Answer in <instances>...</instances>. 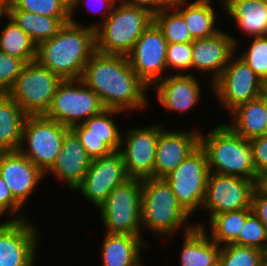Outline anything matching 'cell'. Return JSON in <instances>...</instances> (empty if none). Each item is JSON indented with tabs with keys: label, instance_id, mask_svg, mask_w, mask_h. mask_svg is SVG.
<instances>
[{
	"label": "cell",
	"instance_id": "obj_24",
	"mask_svg": "<svg viewBox=\"0 0 267 266\" xmlns=\"http://www.w3.org/2000/svg\"><path fill=\"white\" fill-rule=\"evenodd\" d=\"M104 233L99 250L102 266H140L143 263L142 251L150 249L149 241L130 234Z\"/></svg>",
	"mask_w": 267,
	"mask_h": 266
},
{
	"label": "cell",
	"instance_id": "obj_1",
	"mask_svg": "<svg viewBox=\"0 0 267 266\" xmlns=\"http://www.w3.org/2000/svg\"><path fill=\"white\" fill-rule=\"evenodd\" d=\"M80 79L98 95L105 109L143 113L149 107L150 87L137 76L127 56L95 51Z\"/></svg>",
	"mask_w": 267,
	"mask_h": 266
},
{
	"label": "cell",
	"instance_id": "obj_4",
	"mask_svg": "<svg viewBox=\"0 0 267 266\" xmlns=\"http://www.w3.org/2000/svg\"><path fill=\"white\" fill-rule=\"evenodd\" d=\"M200 147L205 151L211 173L261 180L253 164L249 140L234 133L221 122L200 133Z\"/></svg>",
	"mask_w": 267,
	"mask_h": 266
},
{
	"label": "cell",
	"instance_id": "obj_13",
	"mask_svg": "<svg viewBox=\"0 0 267 266\" xmlns=\"http://www.w3.org/2000/svg\"><path fill=\"white\" fill-rule=\"evenodd\" d=\"M164 123L129 127L122 133L120 153L129 178H153L156 147L159 134L165 129Z\"/></svg>",
	"mask_w": 267,
	"mask_h": 266
},
{
	"label": "cell",
	"instance_id": "obj_21",
	"mask_svg": "<svg viewBox=\"0 0 267 266\" xmlns=\"http://www.w3.org/2000/svg\"><path fill=\"white\" fill-rule=\"evenodd\" d=\"M0 176L13 197L24 207L40 185L45 174L18 151L0 152Z\"/></svg>",
	"mask_w": 267,
	"mask_h": 266
},
{
	"label": "cell",
	"instance_id": "obj_20",
	"mask_svg": "<svg viewBox=\"0 0 267 266\" xmlns=\"http://www.w3.org/2000/svg\"><path fill=\"white\" fill-rule=\"evenodd\" d=\"M200 129L168 130L158 137L153 178L164 179L200 146Z\"/></svg>",
	"mask_w": 267,
	"mask_h": 266
},
{
	"label": "cell",
	"instance_id": "obj_49",
	"mask_svg": "<svg viewBox=\"0 0 267 266\" xmlns=\"http://www.w3.org/2000/svg\"><path fill=\"white\" fill-rule=\"evenodd\" d=\"M265 119L267 124V100H265Z\"/></svg>",
	"mask_w": 267,
	"mask_h": 266
},
{
	"label": "cell",
	"instance_id": "obj_27",
	"mask_svg": "<svg viewBox=\"0 0 267 266\" xmlns=\"http://www.w3.org/2000/svg\"><path fill=\"white\" fill-rule=\"evenodd\" d=\"M229 115L231 121L224 123L244 139L250 140L267 134L265 99L262 96L236 106Z\"/></svg>",
	"mask_w": 267,
	"mask_h": 266
},
{
	"label": "cell",
	"instance_id": "obj_31",
	"mask_svg": "<svg viewBox=\"0 0 267 266\" xmlns=\"http://www.w3.org/2000/svg\"><path fill=\"white\" fill-rule=\"evenodd\" d=\"M1 23L4 25L0 26V50L22 59L25 63L35 61L37 45L33 40L8 16Z\"/></svg>",
	"mask_w": 267,
	"mask_h": 266
},
{
	"label": "cell",
	"instance_id": "obj_41",
	"mask_svg": "<svg viewBox=\"0 0 267 266\" xmlns=\"http://www.w3.org/2000/svg\"><path fill=\"white\" fill-rule=\"evenodd\" d=\"M249 142L255 171L263 182H267V134L252 138Z\"/></svg>",
	"mask_w": 267,
	"mask_h": 266
},
{
	"label": "cell",
	"instance_id": "obj_8",
	"mask_svg": "<svg viewBox=\"0 0 267 266\" xmlns=\"http://www.w3.org/2000/svg\"><path fill=\"white\" fill-rule=\"evenodd\" d=\"M104 109L98 95L81 79H66L59 83L44 116L71 128L99 115Z\"/></svg>",
	"mask_w": 267,
	"mask_h": 266
},
{
	"label": "cell",
	"instance_id": "obj_5",
	"mask_svg": "<svg viewBox=\"0 0 267 266\" xmlns=\"http://www.w3.org/2000/svg\"><path fill=\"white\" fill-rule=\"evenodd\" d=\"M152 23L153 14L146 8L116 3L110 15L95 29L96 51L127 56Z\"/></svg>",
	"mask_w": 267,
	"mask_h": 266
},
{
	"label": "cell",
	"instance_id": "obj_36",
	"mask_svg": "<svg viewBox=\"0 0 267 266\" xmlns=\"http://www.w3.org/2000/svg\"><path fill=\"white\" fill-rule=\"evenodd\" d=\"M266 241L267 228L252 212L246 218L238 238L233 243L262 250Z\"/></svg>",
	"mask_w": 267,
	"mask_h": 266
},
{
	"label": "cell",
	"instance_id": "obj_12",
	"mask_svg": "<svg viewBox=\"0 0 267 266\" xmlns=\"http://www.w3.org/2000/svg\"><path fill=\"white\" fill-rule=\"evenodd\" d=\"M32 220L27 218L1 221L0 266L37 265L41 229Z\"/></svg>",
	"mask_w": 267,
	"mask_h": 266
},
{
	"label": "cell",
	"instance_id": "obj_6",
	"mask_svg": "<svg viewBox=\"0 0 267 266\" xmlns=\"http://www.w3.org/2000/svg\"><path fill=\"white\" fill-rule=\"evenodd\" d=\"M141 199L142 179L129 178L114 188L98 208L106 232L143 237Z\"/></svg>",
	"mask_w": 267,
	"mask_h": 266
},
{
	"label": "cell",
	"instance_id": "obj_3",
	"mask_svg": "<svg viewBox=\"0 0 267 266\" xmlns=\"http://www.w3.org/2000/svg\"><path fill=\"white\" fill-rule=\"evenodd\" d=\"M190 221L191 216L180 206L164 179H142V231L151 232L153 237L162 241H171L178 230L185 234L196 226V222Z\"/></svg>",
	"mask_w": 267,
	"mask_h": 266
},
{
	"label": "cell",
	"instance_id": "obj_33",
	"mask_svg": "<svg viewBox=\"0 0 267 266\" xmlns=\"http://www.w3.org/2000/svg\"><path fill=\"white\" fill-rule=\"evenodd\" d=\"M246 41L244 49H239L242 44L236 45V53L242 51L237 55L264 81L267 79V36L246 38Z\"/></svg>",
	"mask_w": 267,
	"mask_h": 266
},
{
	"label": "cell",
	"instance_id": "obj_25",
	"mask_svg": "<svg viewBox=\"0 0 267 266\" xmlns=\"http://www.w3.org/2000/svg\"><path fill=\"white\" fill-rule=\"evenodd\" d=\"M213 1L214 0L172 1L171 6L184 18L193 40L212 36L223 29L220 25L216 24L220 23L218 20H220L221 17L217 15L219 10L217 11L216 7L214 8Z\"/></svg>",
	"mask_w": 267,
	"mask_h": 266
},
{
	"label": "cell",
	"instance_id": "obj_16",
	"mask_svg": "<svg viewBox=\"0 0 267 266\" xmlns=\"http://www.w3.org/2000/svg\"><path fill=\"white\" fill-rule=\"evenodd\" d=\"M129 179L120 151L93 159L82 183L73 191L80 192L88 203L97 209L105 202L110 192Z\"/></svg>",
	"mask_w": 267,
	"mask_h": 266
},
{
	"label": "cell",
	"instance_id": "obj_2",
	"mask_svg": "<svg viewBox=\"0 0 267 266\" xmlns=\"http://www.w3.org/2000/svg\"><path fill=\"white\" fill-rule=\"evenodd\" d=\"M95 51V29L70 18L57 34L37 46L36 61L62 80L80 79Z\"/></svg>",
	"mask_w": 267,
	"mask_h": 266
},
{
	"label": "cell",
	"instance_id": "obj_23",
	"mask_svg": "<svg viewBox=\"0 0 267 266\" xmlns=\"http://www.w3.org/2000/svg\"><path fill=\"white\" fill-rule=\"evenodd\" d=\"M223 14L233 20L245 38L267 35V2L262 0H219ZM246 36V37H245Z\"/></svg>",
	"mask_w": 267,
	"mask_h": 266
},
{
	"label": "cell",
	"instance_id": "obj_45",
	"mask_svg": "<svg viewBox=\"0 0 267 266\" xmlns=\"http://www.w3.org/2000/svg\"><path fill=\"white\" fill-rule=\"evenodd\" d=\"M69 11L74 7L77 0H59Z\"/></svg>",
	"mask_w": 267,
	"mask_h": 266
},
{
	"label": "cell",
	"instance_id": "obj_15",
	"mask_svg": "<svg viewBox=\"0 0 267 266\" xmlns=\"http://www.w3.org/2000/svg\"><path fill=\"white\" fill-rule=\"evenodd\" d=\"M168 42L153 22L139 37L127 55L130 66L150 88L168 75L166 51Z\"/></svg>",
	"mask_w": 267,
	"mask_h": 266
},
{
	"label": "cell",
	"instance_id": "obj_34",
	"mask_svg": "<svg viewBox=\"0 0 267 266\" xmlns=\"http://www.w3.org/2000/svg\"><path fill=\"white\" fill-rule=\"evenodd\" d=\"M262 250L234 243L221 246L218 266H261Z\"/></svg>",
	"mask_w": 267,
	"mask_h": 266
},
{
	"label": "cell",
	"instance_id": "obj_9",
	"mask_svg": "<svg viewBox=\"0 0 267 266\" xmlns=\"http://www.w3.org/2000/svg\"><path fill=\"white\" fill-rule=\"evenodd\" d=\"M62 79L36 60L26 63L7 94L27 115H44Z\"/></svg>",
	"mask_w": 267,
	"mask_h": 266
},
{
	"label": "cell",
	"instance_id": "obj_50",
	"mask_svg": "<svg viewBox=\"0 0 267 266\" xmlns=\"http://www.w3.org/2000/svg\"><path fill=\"white\" fill-rule=\"evenodd\" d=\"M115 3H122L124 0H113Z\"/></svg>",
	"mask_w": 267,
	"mask_h": 266
},
{
	"label": "cell",
	"instance_id": "obj_29",
	"mask_svg": "<svg viewBox=\"0 0 267 266\" xmlns=\"http://www.w3.org/2000/svg\"><path fill=\"white\" fill-rule=\"evenodd\" d=\"M8 17L18 25L37 46L51 39L65 23L70 21V18H55L18 10L11 2L8 6Z\"/></svg>",
	"mask_w": 267,
	"mask_h": 266
},
{
	"label": "cell",
	"instance_id": "obj_26",
	"mask_svg": "<svg viewBox=\"0 0 267 266\" xmlns=\"http://www.w3.org/2000/svg\"><path fill=\"white\" fill-rule=\"evenodd\" d=\"M180 266H218L221 246L216 244L200 227L182 233Z\"/></svg>",
	"mask_w": 267,
	"mask_h": 266
},
{
	"label": "cell",
	"instance_id": "obj_28",
	"mask_svg": "<svg viewBox=\"0 0 267 266\" xmlns=\"http://www.w3.org/2000/svg\"><path fill=\"white\" fill-rule=\"evenodd\" d=\"M27 114L7 93H0V152L18 151Z\"/></svg>",
	"mask_w": 267,
	"mask_h": 266
},
{
	"label": "cell",
	"instance_id": "obj_17",
	"mask_svg": "<svg viewBox=\"0 0 267 266\" xmlns=\"http://www.w3.org/2000/svg\"><path fill=\"white\" fill-rule=\"evenodd\" d=\"M231 34L221 29L212 36L192 41V75L203 78L209 76L207 80L210 90V85L219 78L236 53V45H240L241 41L238 39L241 37L236 38Z\"/></svg>",
	"mask_w": 267,
	"mask_h": 266
},
{
	"label": "cell",
	"instance_id": "obj_7",
	"mask_svg": "<svg viewBox=\"0 0 267 266\" xmlns=\"http://www.w3.org/2000/svg\"><path fill=\"white\" fill-rule=\"evenodd\" d=\"M69 130V127L44 115H27L19 151L46 174L55 164Z\"/></svg>",
	"mask_w": 267,
	"mask_h": 266
},
{
	"label": "cell",
	"instance_id": "obj_10",
	"mask_svg": "<svg viewBox=\"0 0 267 266\" xmlns=\"http://www.w3.org/2000/svg\"><path fill=\"white\" fill-rule=\"evenodd\" d=\"M209 174L206 153L199 146L164 178L180 206L191 217L201 210Z\"/></svg>",
	"mask_w": 267,
	"mask_h": 266
},
{
	"label": "cell",
	"instance_id": "obj_32",
	"mask_svg": "<svg viewBox=\"0 0 267 266\" xmlns=\"http://www.w3.org/2000/svg\"><path fill=\"white\" fill-rule=\"evenodd\" d=\"M153 22L162 31L168 43L193 41L184 18L172 6L153 14Z\"/></svg>",
	"mask_w": 267,
	"mask_h": 266
},
{
	"label": "cell",
	"instance_id": "obj_30",
	"mask_svg": "<svg viewBox=\"0 0 267 266\" xmlns=\"http://www.w3.org/2000/svg\"><path fill=\"white\" fill-rule=\"evenodd\" d=\"M251 213V208L218 213L207 219V222L198 221L196 226L204 230L216 244L223 246L233 243L238 238L246 218Z\"/></svg>",
	"mask_w": 267,
	"mask_h": 266
},
{
	"label": "cell",
	"instance_id": "obj_47",
	"mask_svg": "<svg viewBox=\"0 0 267 266\" xmlns=\"http://www.w3.org/2000/svg\"><path fill=\"white\" fill-rule=\"evenodd\" d=\"M262 256L267 257V241L265 242V245L262 249Z\"/></svg>",
	"mask_w": 267,
	"mask_h": 266
},
{
	"label": "cell",
	"instance_id": "obj_42",
	"mask_svg": "<svg viewBox=\"0 0 267 266\" xmlns=\"http://www.w3.org/2000/svg\"><path fill=\"white\" fill-rule=\"evenodd\" d=\"M252 212L267 228V183L259 184L253 193Z\"/></svg>",
	"mask_w": 267,
	"mask_h": 266
},
{
	"label": "cell",
	"instance_id": "obj_14",
	"mask_svg": "<svg viewBox=\"0 0 267 266\" xmlns=\"http://www.w3.org/2000/svg\"><path fill=\"white\" fill-rule=\"evenodd\" d=\"M261 183L264 182L210 172L201 212H209L206 218H210L218 213L251 208L254 190Z\"/></svg>",
	"mask_w": 267,
	"mask_h": 266
},
{
	"label": "cell",
	"instance_id": "obj_38",
	"mask_svg": "<svg viewBox=\"0 0 267 266\" xmlns=\"http://www.w3.org/2000/svg\"><path fill=\"white\" fill-rule=\"evenodd\" d=\"M26 63L0 50V93H7Z\"/></svg>",
	"mask_w": 267,
	"mask_h": 266
},
{
	"label": "cell",
	"instance_id": "obj_35",
	"mask_svg": "<svg viewBox=\"0 0 267 266\" xmlns=\"http://www.w3.org/2000/svg\"><path fill=\"white\" fill-rule=\"evenodd\" d=\"M168 75L192 74V42L168 43L166 51ZM190 72V73H189Z\"/></svg>",
	"mask_w": 267,
	"mask_h": 266
},
{
	"label": "cell",
	"instance_id": "obj_43",
	"mask_svg": "<svg viewBox=\"0 0 267 266\" xmlns=\"http://www.w3.org/2000/svg\"><path fill=\"white\" fill-rule=\"evenodd\" d=\"M173 0H124L122 3L130 6L146 8L152 14L162 11L172 5Z\"/></svg>",
	"mask_w": 267,
	"mask_h": 266
},
{
	"label": "cell",
	"instance_id": "obj_18",
	"mask_svg": "<svg viewBox=\"0 0 267 266\" xmlns=\"http://www.w3.org/2000/svg\"><path fill=\"white\" fill-rule=\"evenodd\" d=\"M120 113L125 112L104 109L99 115L90 117L83 123L70 128L92 160L120 150L122 132L115 119L121 115Z\"/></svg>",
	"mask_w": 267,
	"mask_h": 266
},
{
	"label": "cell",
	"instance_id": "obj_37",
	"mask_svg": "<svg viewBox=\"0 0 267 266\" xmlns=\"http://www.w3.org/2000/svg\"><path fill=\"white\" fill-rule=\"evenodd\" d=\"M18 9L37 15L70 18V11L59 0H10Z\"/></svg>",
	"mask_w": 267,
	"mask_h": 266
},
{
	"label": "cell",
	"instance_id": "obj_39",
	"mask_svg": "<svg viewBox=\"0 0 267 266\" xmlns=\"http://www.w3.org/2000/svg\"><path fill=\"white\" fill-rule=\"evenodd\" d=\"M115 4L116 3L113 0H77L74 7L70 10V18H75L74 14H77L75 12L76 9L80 10L79 6H84L82 9L88 11V13L90 12V14L96 16H98V14L101 15L97 22L94 21V23L92 22V24L89 23L88 25L89 27L96 29L110 15Z\"/></svg>",
	"mask_w": 267,
	"mask_h": 266
},
{
	"label": "cell",
	"instance_id": "obj_19",
	"mask_svg": "<svg viewBox=\"0 0 267 266\" xmlns=\"http://www.w3.org/2000/svg\"><path fill=\"white\" fill-rule=\"evenodd\" d=\"M200 80L202 79L192 74H171L157 81L150 89L155 90L157 102L165 111L180 116L187 115V112L202 104L203 89Z\"/></svg>",
	"mask_w": 267,
	"mask_h": 266
},
{
	"label": "cell",
	"instance_id": "obj_40",
	"mask_svg": "<svg viewBox=\"0 0 267 266\" xmlns=\"http://www.w3.org/2000/svg\"><path fill=\"white\" fill-rule=\"evenodd\" d=\"M9 214V220L27 219L24 207L13 197L9 187L0 176V218Z\"/></svg>",
	"mask_w": 267,
	"mask_h": 266
},
{
	"label": "cell",
	"instance_id": "obj_44",
	"mask_svg": "<svg viewBox=\"0 0 267 266\" xmlns=\"http://www.w3.org/2000/svg\"><path fill=\"white\" fill-rule=\"evenodd\" d=\"M9 3L10 0H0V24L1 20L3 21V19L8 16Z\"/></svg>",
	"mask_w": 267,
	"mask_h": 266
},
{
	"label": "cell",
	"instance_id": "obj_22",
	"mask_svg": "<svg viewBox=\"0 0 267 266\" xmlns=\"http://www.w3.org/2000/svg\"><path fill=\"white\" fill-rule=\"evenodd\" d=\"M92 159L81 145L76 134L70 129L63 139L61 151L52 168L45 177L52 175L55 181L65 183L70 191H74L83 181L90 168Z\"/></svg>",
	"mask_w": 267,
	"mask_h": 266
},
{
	"label": "cell",
	"instance_id": "obj_46",
	"mask_svg": "<svg viewBox=\"0 0 267 266\" xmlns=\"http://www.w3.org/2000/svg\"><path fill=\"white\" fill-rule=\"evenodd\" d=\"M262 97L267 100V79L263 81Z\"/></svg>",
	"mask_w": 267,
	"mask_h": 266
},
{
	"label": "cell",
	"instance_id": "obj_11",
	"mask_svg": "<svg viewBox=\"0 0 267 266\" xmlns=\"http://www.w3.org/2000/svg\"><path fill=\"white\" fill-rule=\"evenodd\" d=\"M211 86L210 94L228 114L236 106L262 96L263 80L235 53Z\"/></svg>",
	"mask_w": 267,
	"mask_h": 266
},
{
	"label": "cell",
	"instance_id": "obj_48",
	"mask_svg": "<svg viewBox=\"0 0 267 266\" xmlns=\"http://www.w3.org/2000/svg\"><path fill=\"white\" fill-rule=\"evenodd\" d=\"M261 266H267V257H261Z\"/></svg>",
	"mask_w": 267,
	"mask_h": 266
}]
</instances>
